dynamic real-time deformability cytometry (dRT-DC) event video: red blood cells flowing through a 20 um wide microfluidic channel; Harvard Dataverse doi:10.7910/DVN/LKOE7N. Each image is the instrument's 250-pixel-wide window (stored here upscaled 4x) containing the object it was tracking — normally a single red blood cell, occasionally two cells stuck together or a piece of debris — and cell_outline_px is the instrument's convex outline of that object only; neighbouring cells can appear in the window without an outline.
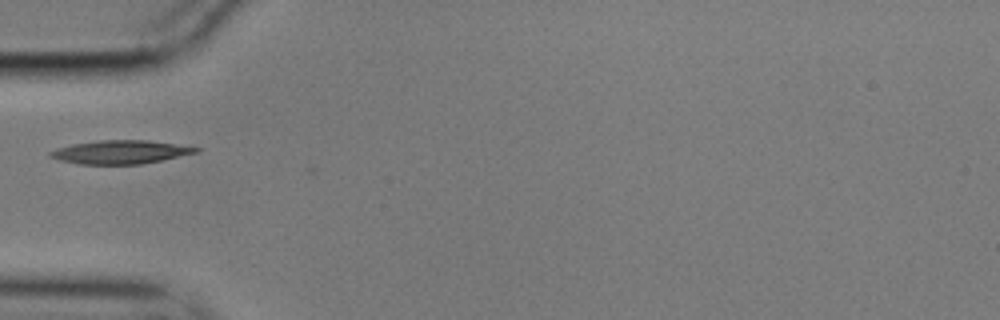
{"species": "common noctule bat (a hibernating species)", "species_latin": "Nyctalus noctula", "temperature_condition": "cold", "stored_images_in_passage": 26, "camera_frame_rate_fps": 3000, "um_per_image_px": 0.085, "animal": {"sex": "male", "body_mass_g": 17.9}, "frame": {"image": 1, "passage_image": 1, "time_ms": 0.0, "image_size_px": [1000, 320], "cell_outline_px": [[200, 152], [140, 164], [76, 164], [60, 160], [48, 156], [48, 152], [56, 148], [72, 144], [100, 140], [148, 140], [200, 148]], "centroid_in_image_um": [10.19, 12.92], "position_along_channel_um": 74.8, "area_um2": 19.83}}
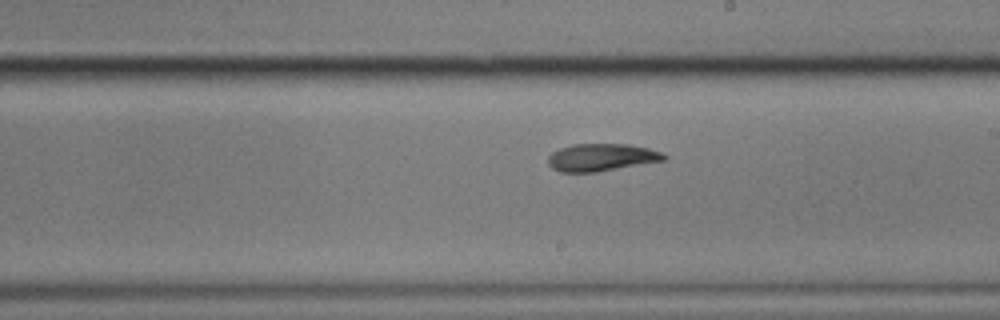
{"frame": {"image": 2, "passage_image": 15, "time_ms": 4.667, "image_size_px": [1000, 320], "cell_outline_px": [[668, 156], [664, 160], [596, 172], [560, 172], [552, 168], [548, 164], [548, 156], [552, 152], [560, 148], [572, 144], [628, 144], [648, 148], [660, 152]], "centroid_in_image_um": [51.08, 13.37], "position_along_channel_um": 237.9, "area_um2": 18.44}}
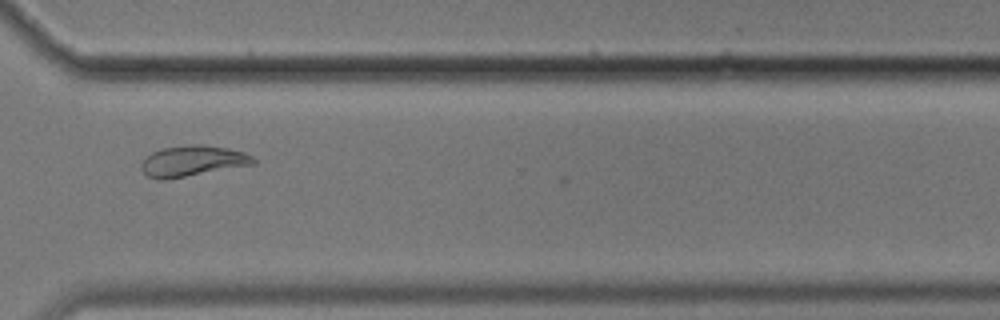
{"frame": {"image": 3, "passage_image": 25, "time_ms": 8.0, "image_size_px": [1000, 320], "cell_outline_px": [[256, 164], [168, 180], [156, 180], [148, 176], [140, 168], [140, 164], [152, 152], [164, 148], [188, 144], [204, 144], [228, 148], [244, 152], [252, 156], [256, 160]], "centroid_in_image_um": [16.38, 13.69], "position_along_channel_um": 354.2, "area_um2": 20.4}}